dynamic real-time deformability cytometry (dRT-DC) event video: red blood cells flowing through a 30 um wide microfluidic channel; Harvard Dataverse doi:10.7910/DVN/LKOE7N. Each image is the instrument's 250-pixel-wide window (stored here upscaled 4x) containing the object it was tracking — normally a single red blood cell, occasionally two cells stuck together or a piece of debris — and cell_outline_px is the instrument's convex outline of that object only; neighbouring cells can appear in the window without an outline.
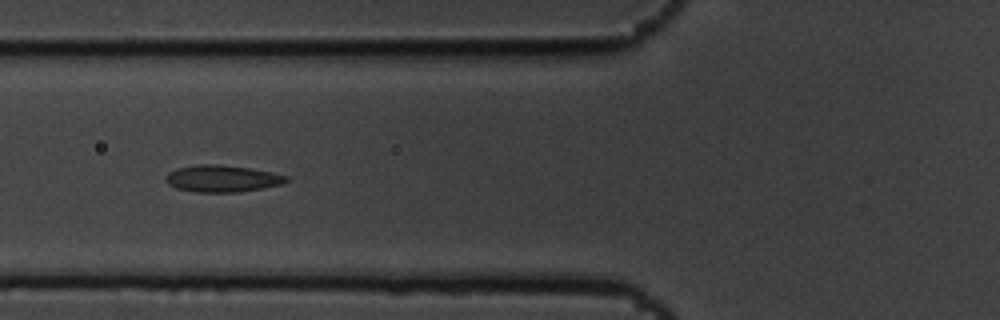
{"species": "common noctule bat (a hibernating species)", "species_latin": "Nyctalus noctula", "temperature_condition": "cold", "stored_images_in_passage": 8, "camera_frame_rate_fps": 3000, "um_per_image_px": 0.085, "animal": {"sex": "male", "body_mass_g": 19.5, "forearm_length_mm": 54.6}, "frame": {"image": 1, "passage_image": 6, "time_ms": 1.667, "image_size_px": [1000, 320], "cell_outline_px": [[288, 180], [284, 184], [236, 192], [196, 192], [176, 188], [168, 184], [164, 180], [164, 176], [168, 172], [176, 168], [196, 164], [220, 164], [248, 168], [272, 172], [288, 176]], "centroid_in_image_um": [18.84, 15.17], "position_along_channel_um": 107.0, "area_um2": 18.96}}
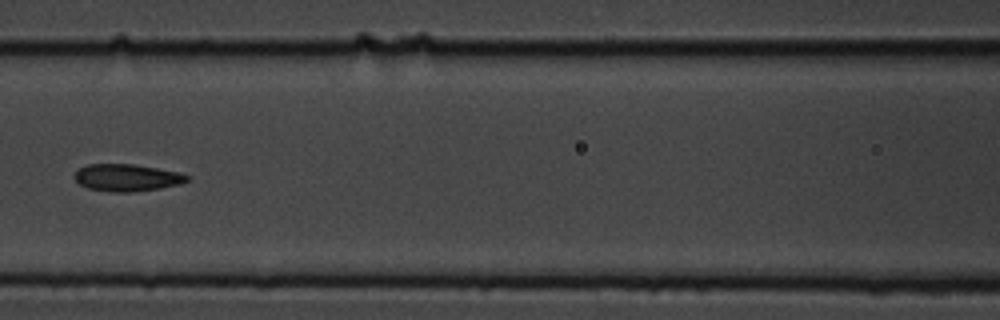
{"frame": {"image": 2, "passage_image": 7, "time_ms": 2.0, "image_size_px": [1000, 320], "cell_outline_px": [[192, 176], [188, 180], [180, 184], [160, 188], [132, 192], [108, 192], [88, 188], [80, 184], [72, 176], [80, 168], [88, 164], [132, 164], [180, 172]], "centroid_in_image_um": [10.8, 15.1], "position_along_channel_um": 155.8, "area_um2": 17.86}}
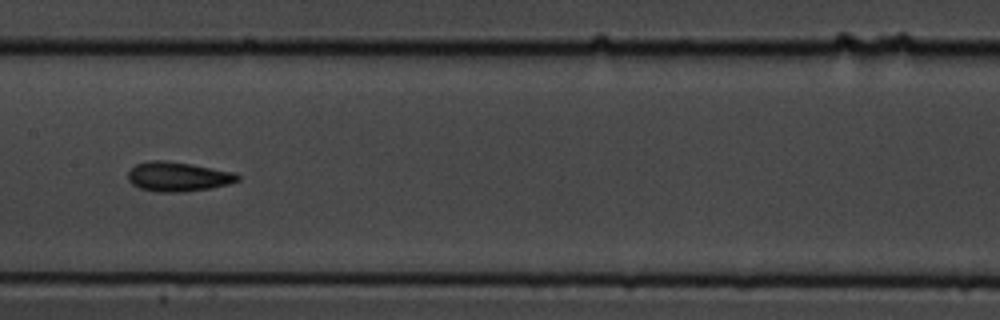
{"frame": {"image": 3, "passage_image": 8, "time_ms": 2.333, "image_size_px": [1000, 320], "cell_outline_px": [[240, 180], [228, 184], [212, 188], [180, 192], [156, 192], [140, 188], [132, 184], [128, 180], [128, 172], [136, 164], [148, 160], [164, 160], [192, 164], [232, 172], [240, 176]], "centroid_in_image_um": [15.11, 15.01], "position_along_channel_um": 192.3, "area_um2": 18.84}}